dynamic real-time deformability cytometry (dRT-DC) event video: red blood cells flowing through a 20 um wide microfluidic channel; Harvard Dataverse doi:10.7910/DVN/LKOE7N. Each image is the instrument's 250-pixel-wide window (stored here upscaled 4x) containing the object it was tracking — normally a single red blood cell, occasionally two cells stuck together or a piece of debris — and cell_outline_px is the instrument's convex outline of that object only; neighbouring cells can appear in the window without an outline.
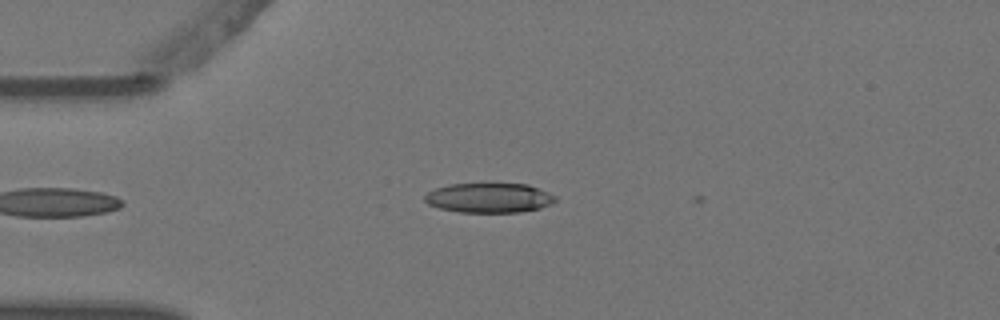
{"species": "Egyptian fruit bat (a non-hibernating species)", "species_latin": "Rousettus aegyptiacus", "temperature_condition": "warm", "stored_images_in_passage": 7, "camera_frame_rate_fps": 3000, "um_per_image_px": 0.085, "animal": {"sex": "female"}, "frame": {"image": 1, "passage_image": 4, "time_ms": 1.0, "image_size_px": [1000, 320], "cell_outline_px": [[556, 200], [552, 204], [540, 208], [520, 212], [460, 212], [440, 208], [428, 204], [424, 200], [424, 196], [428, 192], [436, 188], [448, 184], [528, 184], [548, 192], [556, 196]], "centroid_in_image_um": [41.58, 16.82], "position_along_channel_um": 43.4, "area_um2": 22.54}}
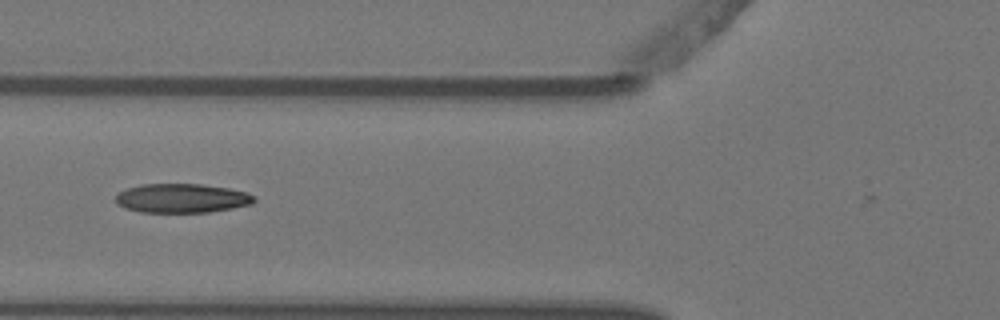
{"frame": {"image": 2, "passage_image": 6, "time_ms": 1.667, "image_size_px": [1000, 320], "cell_outline_px": [[256, 200], [252, 204], [232, 208], [208, 212], [140, 212], [124, 208], [116, 204], [116, 196], [124, 188], [140, 184], [200, 184], [228, 188], [248, 192], [256, 196]], "centroid_in_image_um": [15.45, 16.84], "position_along_channel_um": 110.3, "area_um2": 23.7}}
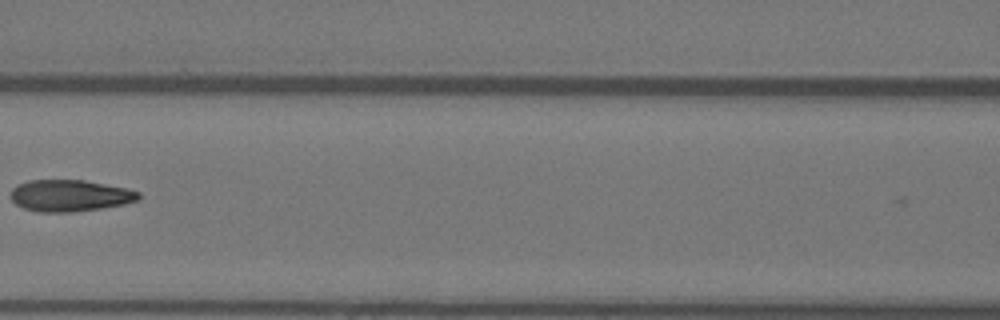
{"frame": {"image": 3, "passage_image": 7, "time_ms": 2.0, "image_size_px": [1000, 320], "cell_outline_px": [[140, 200], [124, 204], [100, 208], [72, 212], [40, 212], [24, 208], [16, 204], [12, 200], [12, 188], [16, 184], [28, 180], [84, 180], [128, 188], [140, 192]], "centroid_in_image_um": [5.96, 16.62], "position_along_channel_um": 160.6, "area_um2": 23.64}}